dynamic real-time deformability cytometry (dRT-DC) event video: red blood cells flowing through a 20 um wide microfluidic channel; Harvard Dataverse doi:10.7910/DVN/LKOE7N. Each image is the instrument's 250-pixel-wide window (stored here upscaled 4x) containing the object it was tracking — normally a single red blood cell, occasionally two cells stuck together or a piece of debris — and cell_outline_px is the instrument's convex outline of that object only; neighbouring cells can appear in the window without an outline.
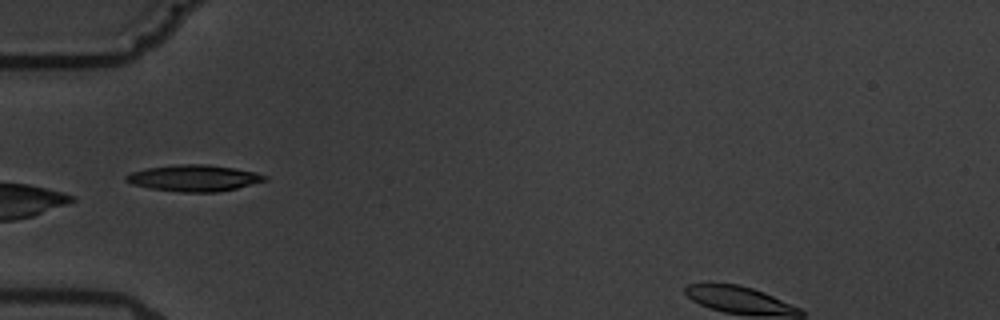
{"species": "common noctule bat (a hibernating species)", "species_latin": "Nyctalus noctula", "temperature_condition": "warm", "stored_images_in_passage": 13, "camera_frame_rate_fps": 3000, "um_per_image_px": 0.085, "animal": {"sex": "male", "body_mass_g": 19.5, "forearm_length_mm": 54.6}, "frame": {"image": 1, "passage_image": 3, "time_ms": 2.333, "image_size_px": [1000, 320], "cell_outline_px": [[268, 180], [236, 188], [216, 192], [180, 192], [152, 188], [132, 184], [124, 180], [124, 176], [132, 172], [148, 168], [180, 164], [208, 164], [232, 168], [252, 172], [268, 176]], "centroid_in_image_um": [16.47, 15.14], "position_along_channel_um": 68.5, "area_um2": 21.04}}
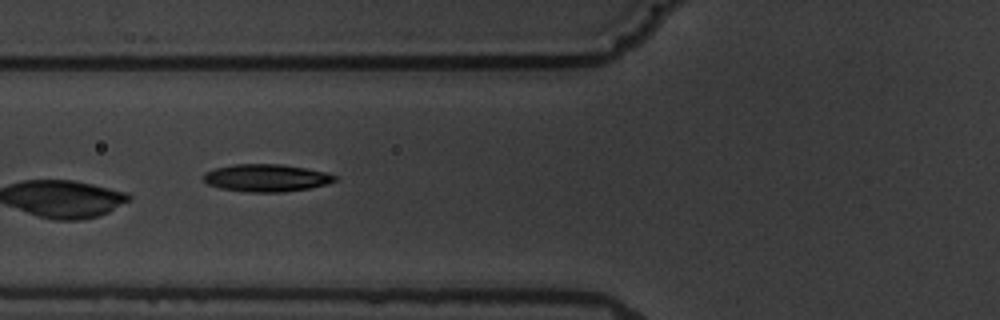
{"frame": {"image": 2, "passage_image": 4, "time_ms": 3.333, "image_size_px": [1000, 320], "cell_outline_px": [[336, 180], [328, 184], [308, 188], [284, 192], [244, 192], [220, 188], [208, 184], [200, 176], [204, 172], [216, 168], [232, 164], [280, 164], [328, 172], [336, 176]], "centroid_in_image_um": [22.61, 15.12], "position_along_channel_um": 103.2, "area_um2": 21.15}}
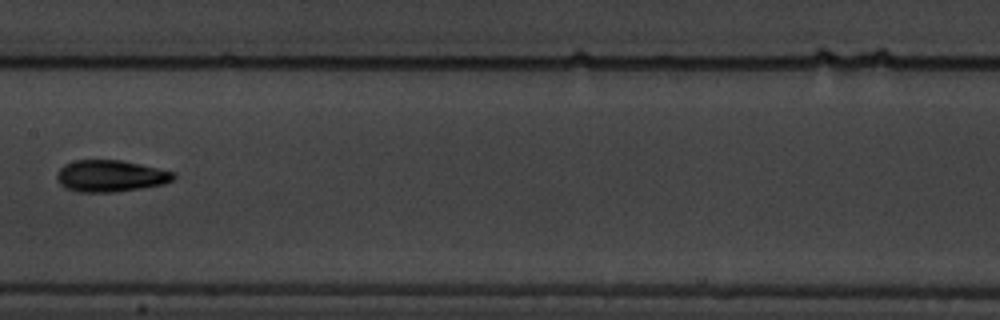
{"frame": {"image": 3, "passage_image": 6, "time_ms": 6.0, "image_size_px": [1000, 320], "cell_outline_px": [[176, 176], [172, 180], [164, 184], [116, 192], [76, 192], [64, 188], [60, 184], [56, 176], [56, 172], [64, 164], [76, 160], [120, 160], [140, 164], [176, 172]], "centroid_in_image_um": [9.37, 14.96], "position_along_channel_um": 198.0, "area_um2": 21.68}}